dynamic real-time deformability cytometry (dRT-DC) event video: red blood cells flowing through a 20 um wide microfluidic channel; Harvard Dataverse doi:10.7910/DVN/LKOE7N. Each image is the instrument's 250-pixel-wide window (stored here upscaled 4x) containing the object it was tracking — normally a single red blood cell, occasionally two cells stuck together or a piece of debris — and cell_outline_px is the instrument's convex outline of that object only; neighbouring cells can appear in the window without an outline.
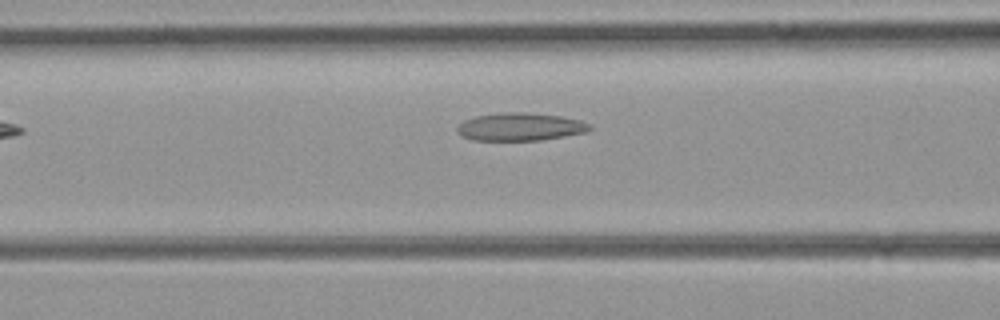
{"species": "common noctule bat (a hibernating species)", "species_latin": "Nyctalus noctula", "temperature_condition": "room temperature", "stored_images_in_passage": 26, "camera_frame_rate_fps": 3000, "um_per_image_px": 0.085, "animal": {"sex": "female", "body_mass_g": 21.9}, "frame": {"image": 1, "passage_image": 5, "time_ms": 1.333, "image_size_px": [1000, 320], "cell_outline_px": [[592, 128], [584, 132], [564, 136], [540, 140], [472, 140], [464, 136], [456, 128], [464, 120], [476, 116], [508, 112], [524, 112], [564, 116], [580, 120], [592, 124]], "centroid_in_image_um": [44.26, 10.77], "position_along_channel_um": 122.3, "area_um2": 21.33}}
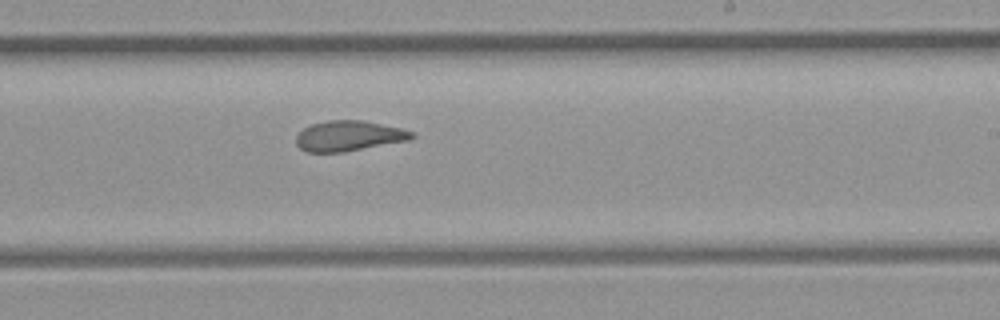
{"frame": {"image": 2, "passage_image": 15, "time_ms": 4.667, "image_size_px": [1000, 320], "cell_outline_px": [[416, 136], [412, 140], [344, 152], [308, 152], [300, 148], [296, 144], [296, 136], [304, 128], [312, 124], [328, 120], [360, 120], [400, 128], [412, 132]], "centroid_in_image_um": [29.66, 11.56], "position_along_channel_um": 259.3, "area_um2": 20.4}}
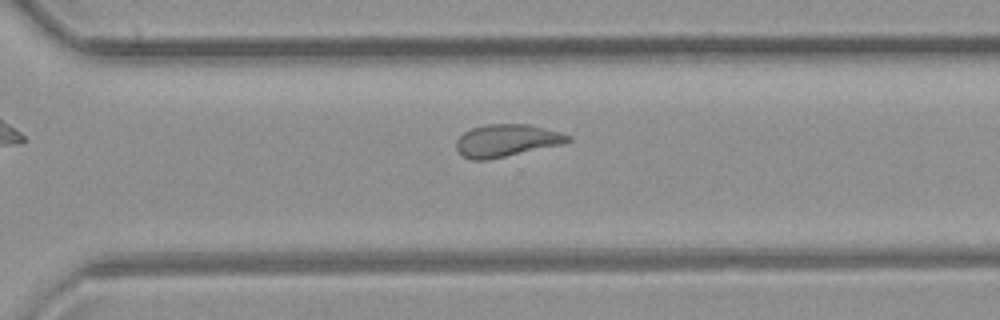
{"frame": {"image": 3, "passage_image": 20, "time_ms": 6.333, "image_size_px": [1000, 320], "cell_outline_px": [[572, 140], [564, 144], [488, 160], [472, 160], [464, 156], [456, 148], [456, 140], [464, 132], [472, 128], [484, 124], [528, 124], [560, 132], [572, 136]], "centroid_in_image_um": [43.08, 11.94], "position_along_channel_um": 327.5, "area_um2": 21.15}}